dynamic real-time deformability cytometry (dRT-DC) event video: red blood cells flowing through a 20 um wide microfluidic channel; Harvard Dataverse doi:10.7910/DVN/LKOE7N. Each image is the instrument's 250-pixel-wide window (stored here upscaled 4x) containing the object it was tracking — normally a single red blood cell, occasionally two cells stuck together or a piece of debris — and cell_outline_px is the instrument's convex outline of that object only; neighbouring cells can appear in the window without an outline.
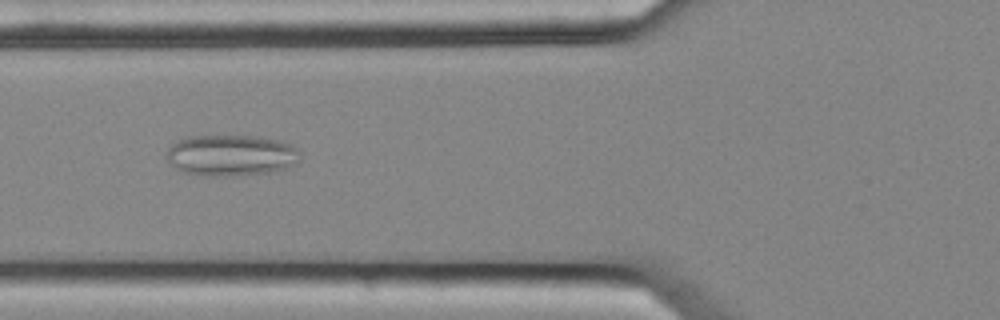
{"species": "common noctule bat (a hibernating species)", "species_latin": "Nyctalus noctula", "temperature_condition": "cold", "stored_images_in_passage": 7, "camera_frame_rate_fps": 3000, "um_per_image_px": 0.085, "animal": {"sex": "female", "body_mass_g": 25.1}, "frame": {"image": 1, "passage_image": 5, "time_ms": 1.333, "image_size_px": [1000, 320], "cell_outline_px": [[300, 152], [296, 164], [288, 168], [272, 172], [232, 176], [204, 176], [184, 172], [176, 168], [164, 156], [168, 148], [176, 140], [184, 136], [256, 136], [284, 140], [292, 144]], "centroid_in_image_um": [19.64, 13.19], "position_along_channel_um": 106.2, "area_um2": 32.6}}